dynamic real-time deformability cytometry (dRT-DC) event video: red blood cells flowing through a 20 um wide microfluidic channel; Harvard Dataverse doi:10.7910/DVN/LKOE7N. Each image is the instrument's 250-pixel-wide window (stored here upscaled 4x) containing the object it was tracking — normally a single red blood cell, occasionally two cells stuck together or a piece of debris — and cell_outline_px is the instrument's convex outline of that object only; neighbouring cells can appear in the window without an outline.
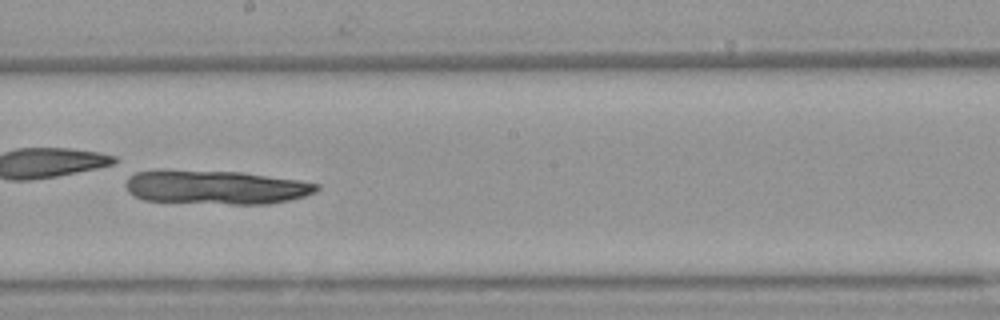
{"species": "Egyptian fruit bat (a non-hibernating species)", "species_latin": "Rousettus aegyptiacus", "temperature_condition": "warm", "stored_images_in_passage": 48, "camera_frame_rate_fps": 3000, "um_per_image_px": 0.085, "animal": {"sex": "female"}, "frame": {"image": 1, "passage_image": 28, "time_ms": 9.0, "image_size_px": [1000, 320], "cell_outline_px": [[320, 188], [316, 192], [304, 196], [288, 200], [268, 204], [232, 204], [144, 200], [128, 192], [124, 184], [128, 172], [160, 168], [164, 168], [244, 172], [300, 180], [320, 184]], "centroid_in_image_um": [18.25, 15.87], "position_along_channel_um": 229.9, "area_um2": 38.9}}